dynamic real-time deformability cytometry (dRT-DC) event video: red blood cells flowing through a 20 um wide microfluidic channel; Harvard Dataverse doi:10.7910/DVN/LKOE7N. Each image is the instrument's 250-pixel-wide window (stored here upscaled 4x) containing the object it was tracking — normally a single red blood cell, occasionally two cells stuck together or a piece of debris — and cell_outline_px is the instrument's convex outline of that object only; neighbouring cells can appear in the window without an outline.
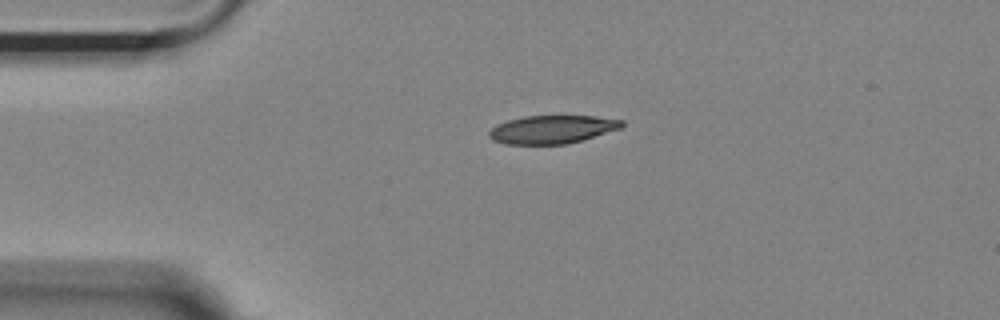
{"species": "Egyptian fruit bat (a non-hibernating species)", "species_latin": "Rousettus aegyptiacus", "temperature_condition": "room temperature", "stored_images_in_passage": 31, "camera_frame_rate_fps": 3000, "um_per_image_px": 0.085, "animal": {"sex": "female"}, "frame": {"image": 1, "passage_image": 1, "time_ms": 0.0, "image_size_px": [1000, 320], "cell_outline_px": [[624, 124], [620, 128], [584, 140], [568, 144], [504, 144], [492, 140], [488, 136], [488, 132], [496, 124], [508, 120], [524, 116], [592, 116], [624, 120]], "centroid_in_image_um": [46.91, 11.0], "position_along_channel_um": 38.1, "area_um2": 21.91}}
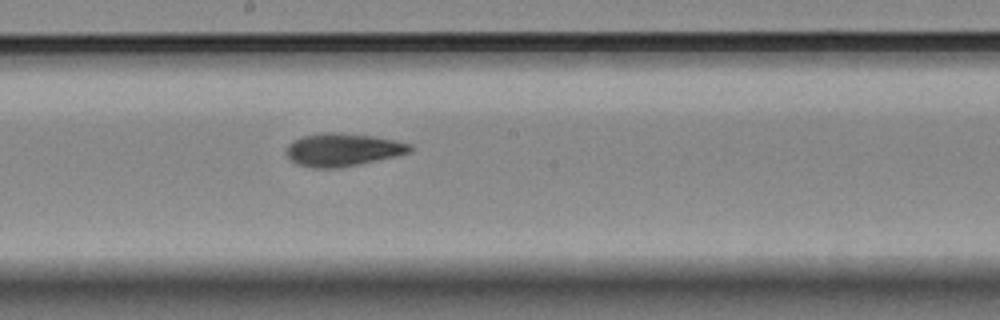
{"frame": {"image": 2, "passage_image": 18, "time_ms": 5.667, "image_size_px": [1000, 320], "cell_outline_px": [[412, 152], [396, 156], [340, 168], [312, 168], [296, 164], [284, 152], [288, 144], [292, 140], [304, 136], [328, 132], [336, 132], [372, 136], [396, 140], [412, 144]], "centroid_in_image_um": [29.13, 12.73], "position_along_channel_um": 219.1, "area_um2": 23.81}}
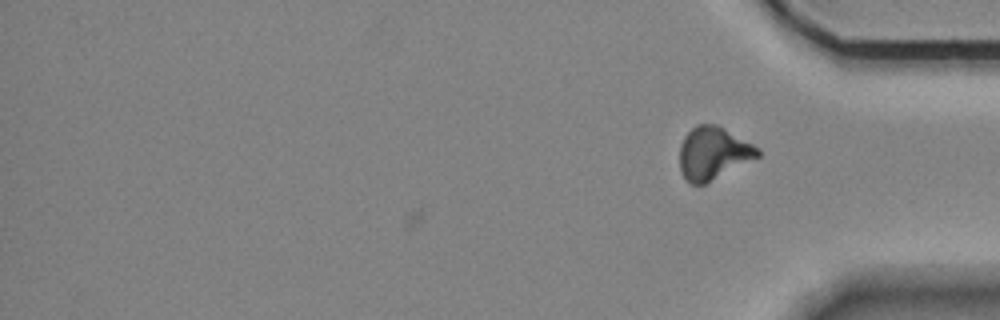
{"frame": {"image": 3, "passage_image": 31, "time_ms": 10.0, "image_size_px": [1000, 320], "cell_outline_px": [[760, 156], [704, 184], [692, 184], [680, 172], [680, 144], [684, 136], [696, 124], [716, 124], [724, 128], [760, 148]], "centroid_in_image_um": [60.61, 13.0], "position_along_channel_um": 374.6, "area_um2": 23.76}, "authors_computed_cell_mechanics": {"area_um2": 23.3512, "velocity_mm_per_s": 3.6735, "shape_relaxation_time_tau1_ms": 8.2287, "shape_relaxation_time_tau2_ms": 5.0231, "deformation_change_tau1": 0.2092, "deformation_change_tau2": 0.1169}}